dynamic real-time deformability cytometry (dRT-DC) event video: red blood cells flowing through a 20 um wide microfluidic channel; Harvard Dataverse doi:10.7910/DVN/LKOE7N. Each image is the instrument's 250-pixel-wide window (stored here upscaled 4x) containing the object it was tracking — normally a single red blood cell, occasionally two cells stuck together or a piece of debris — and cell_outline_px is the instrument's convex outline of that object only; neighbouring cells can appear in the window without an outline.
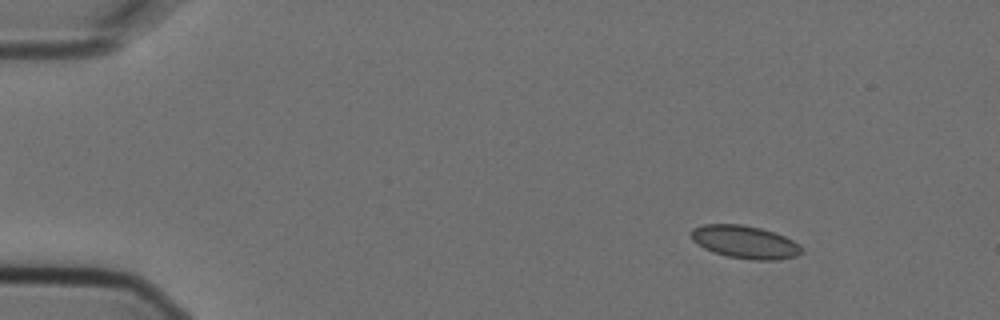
{"species": "Egyptian fruit bat (a non-hibernating species)", "species_latin": "Rousettus aegyptiacus", "temperature_condition": "cold", "stored_images_in_passage": 5, "camera_frame_rate_fps": 3000, "um_per_image_px": 0.085, "animal": {"sex": "female"}, "frame": {"image": 1, "passage_image": 2, "time_ms": 0.333, "image_size_px": [1000, 320], "cell_outline_px": [[804, 252], [796, 256], [776, 260], [752, 260], [728, 256], [712, 252], [704, 248], [692, 240], [692, 228], [704, 224], [744, 224], [760, 228], [784, 236], [792, 240], [804, 248]], "centroid_in_image_um": [63.33, 20.57], "position_along_channel_um": 21.7, "area_um2": 21.15}}
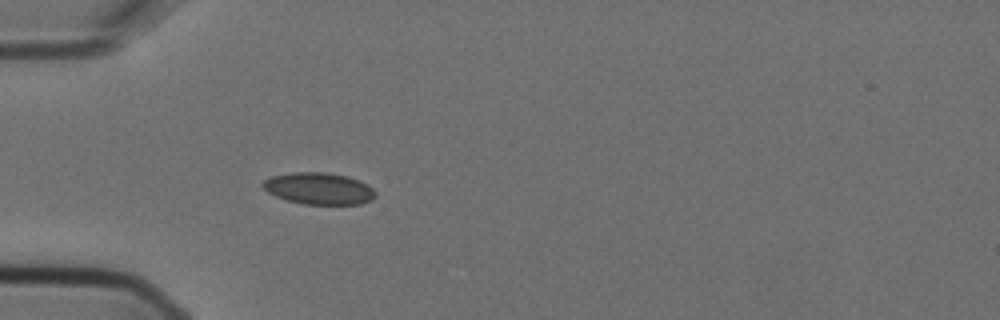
{"frame": {"image": 2, "passage_image": 5, "time_ms": 1.333, "image_size_px": [1000, 320], "cell_outline_px": [[376, 196], [372, 200], [360, 204], [304, 204], [288, 200], [276, 196], [268, 192], [260, 184], [264, 180], [272, 176], [292, 172], [324, 172], [348, 176], [360, 180], [372, 188], [376, 192]], "centroid_in_image_um": [27.12, 16.02], "position_along_channel_um": 57.9, "area_um2": 20.87}}